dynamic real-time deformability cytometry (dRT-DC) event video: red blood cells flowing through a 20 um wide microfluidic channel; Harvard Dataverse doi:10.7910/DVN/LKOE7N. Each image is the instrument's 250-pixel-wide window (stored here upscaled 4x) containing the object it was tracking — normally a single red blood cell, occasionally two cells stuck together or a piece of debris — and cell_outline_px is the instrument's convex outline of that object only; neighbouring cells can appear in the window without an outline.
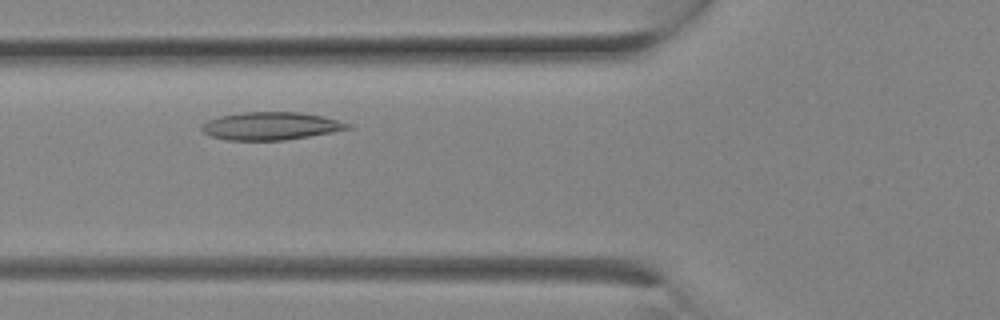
{"species": "Egyptian fruit bat (a non-hibernating species)", "species_latin": "Rousettus aegyptiacus", "temperature_condition": "room temperature", "stored_images_in_passage": 8, "camera_frame_rate_fps": 3000, "um_per_image_px": 0.085, "animal": {"sex": "female"}, "frame": {"image": 1, "passage_image": 5, "time_ms": 1.333, "image_size_px": [1000, 320], "cell_outline_px": [[352, 128], [308, 136], [284, 140], [228, 140], [212, 136], [204, 132], [200, 128], [208, 120], [220, 116], [244, 112], [300, 112], [324, 116], [352, 124]], "centroid_in_image_um": [23.04, 10.7], "position_along_channel_um": 102.8, "area_um2": 23.47}}
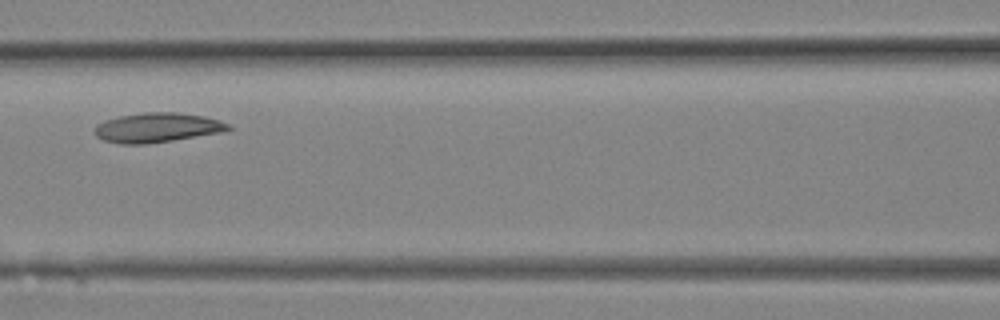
{"frame": {"image": 2, "passage_image": 7, "time_ms": 2.0, "image_size_px": [1000, 320], "cell_outline_px": [[232, 128], [220, 132], [148, 144], [120, 144], [104, 140], [96, 136], [92, 132], [92, 128], [96, 124], [104, 120], [120, 116], [144, 112], [180, 112], [204, 116], [220, 120], [232, 124]], "centroid_in_image_um": [13.32, 10.84], "position_along_channel_um": 153.3, "area_um2": 23.24}}